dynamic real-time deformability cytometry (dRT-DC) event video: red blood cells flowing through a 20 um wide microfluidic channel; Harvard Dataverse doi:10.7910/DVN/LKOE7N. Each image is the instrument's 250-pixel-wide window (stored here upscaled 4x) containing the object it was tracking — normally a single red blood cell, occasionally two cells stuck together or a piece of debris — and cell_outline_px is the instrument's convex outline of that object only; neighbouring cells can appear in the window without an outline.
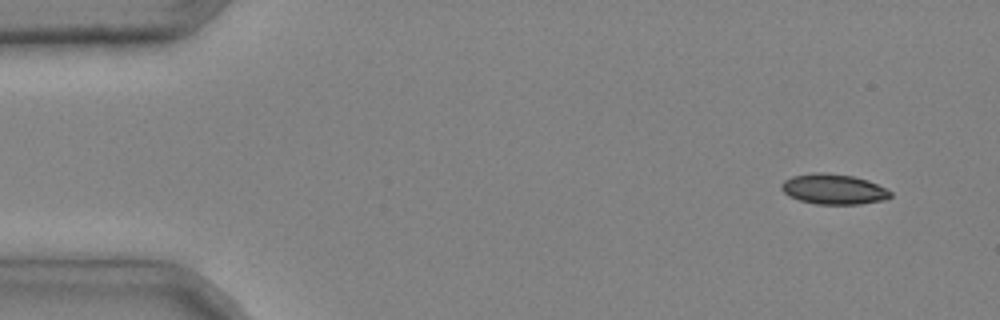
{"species": "common noctule bat (a hibernating species)", "species_latin": "Nyctalus noctula", "temperature_condition": "cold", "stored_images_in_passage": 3, "camera_frame_rate_fps": 3000, "um_per_image_px": 0.085, "animal": {"sex": "male", "body_mass_g": 20.4}, "frame": {"image": 1, "passage_image": 1, "time_ms": 0.0, "image_size_px": [1000, 320], "cell_outline_px": [[892, 196], [884, 200], [860, 204], [816, 204], [800, 200], [788, 196], [780, 188], [780, 184], [784, 180], [792, 176], [812, 172], [824, 172], [852, 176], [868, 180], [892, 192]], "centroid_in_image_um": [70.82, 16.07], "position_along_channel_um": 14.2, "area_um2": 19.31}}
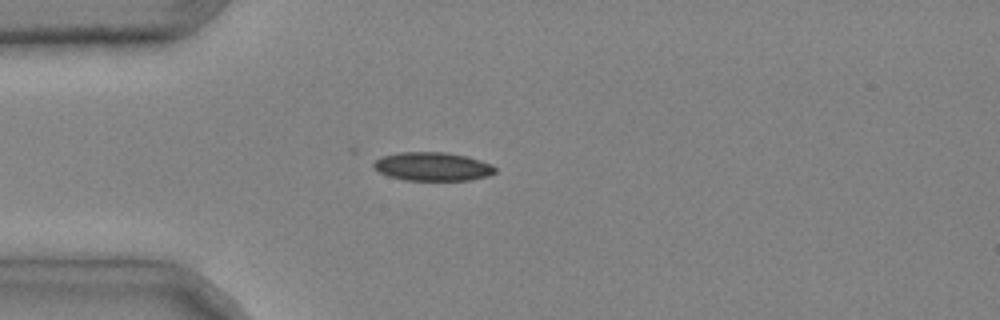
{"frame": {"image": 2, "passage_image": 3, "time_ms": 0.667, "image_size_px": [1000, 320], "cell_outline_px": [[496, 172], [488, 176], [468, 180], [404, 180], [388, 176], [372, 168], [372, 160], [380, 156], [400, 152], [444, 152], [468, 156], [492, 164], [496, 168]], "centroid_in_image_um": [36.73, 14.15], "position_along_channel_um": 48.3, "area_um2": 20.52}}